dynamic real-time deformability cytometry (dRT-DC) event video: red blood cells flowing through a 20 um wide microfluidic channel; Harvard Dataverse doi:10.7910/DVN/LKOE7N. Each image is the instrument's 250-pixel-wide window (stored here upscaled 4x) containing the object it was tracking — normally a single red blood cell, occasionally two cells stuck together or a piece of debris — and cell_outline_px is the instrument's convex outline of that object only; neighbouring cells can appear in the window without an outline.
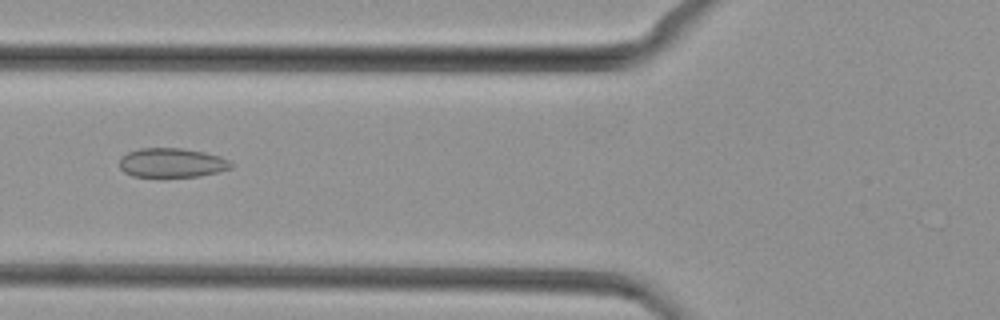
{"species": "common noctule bat (a hibernating species)", "species_latin": "Nyctalus noctula", "temperature_condition": "cold", "stored_images_in_passage": 38, "camera_frame_rate_fps": 3000, "um_per_image_px": 0.085, "animal": {"sex": "female", "body_mass_g": 29.2, "forearm_length_mm": 56.3}, "frame": {"image": 1, "passage_image": 14, "time_ms": 4.333, "image_size_px": [1000, 320], "cell_outline_px": [[232, 168], [200, 176], [132, 176], [124, 172], [120, 168], [120, 156], [128, 152], [140, 148], [180, 148], [204, 152], [220, 156], [228, 160], [232, 164]], "centroid_in_image_um": [14.59, 13.82], "position_along_channel_um": 111.2, "area_um2": 18.9}}
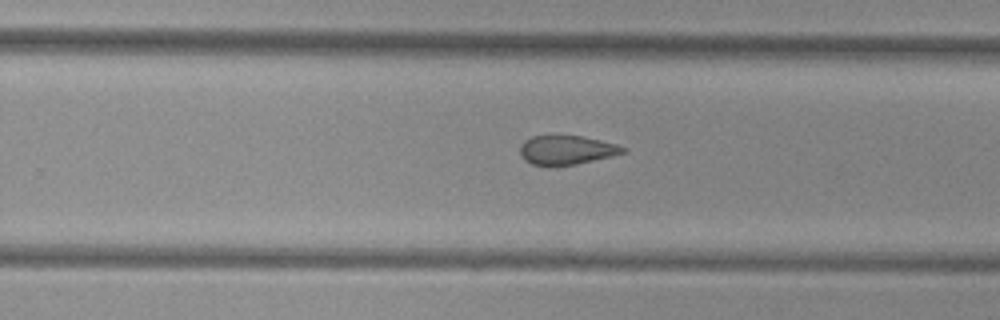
{"frame": {"image": 2, "passage_image": 26, "time_ms": 8.333, "image_size_px": [1000, 320], "cell_outline_px": [[628, 152], [612, 156], [576, 164], [548, 168], [532, 164], [524, 160], [520, 156], [520, 144], [524, 140], [532, 136], [580, 136], [600, 140], [616, 144], [628, 148]], "centroid_in_image_um": [48.14, 12.78], "position_along_channel_um": 281.7, "area_um2": 17.86}}
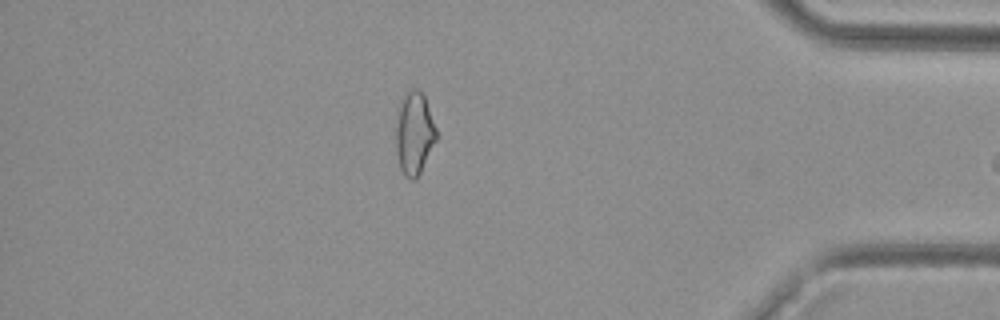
{"frame": {"image": 3, "passage_image": 37, "time_ms": 12.0, "image_size_px": [1000, 320], "cell_outline_px": [[436, 140], [416, 180], [408, 180], [404, 176], [400, 168], [396, 152], [396, 128], [400, 104], [404, 96], [412, 88], [416, 88], [424, 96], [436, 128]], "centroid_in_image_um": [35.2, 11.39], "position_along_channel_um": 400.0, "area_um2": 19.13}}